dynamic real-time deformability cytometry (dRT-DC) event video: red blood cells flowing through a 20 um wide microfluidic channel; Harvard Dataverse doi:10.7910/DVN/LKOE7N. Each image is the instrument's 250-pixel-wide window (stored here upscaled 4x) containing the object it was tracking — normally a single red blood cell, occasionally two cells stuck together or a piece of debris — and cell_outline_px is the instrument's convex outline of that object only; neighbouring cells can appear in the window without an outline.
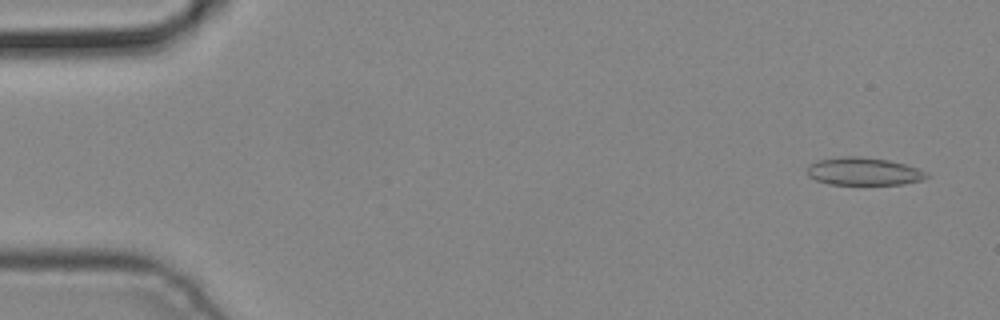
{"species": "common noctule bat (a hibernating species)", "species_latin": "Nyctalus noctula", "temperature_condition": "cold", "stored_images_in_passage": 4, "camera_frame_rate_fps": 3000, "um_per_image_px": 0.085, "animal": {"sex": "male", "body_mass_g": 19.2, "forearm_length_mm": 51.8}, "frame": {"image": 1, "passage_image": 1, "time_ms": 0.0, "image_size_px": [1000, 320], "cell_outline_px": [[932, 176], [924, 180], [904, 184], [828, 184], [816, 180], [808, 176], [808, 164], [816, 160], [844, 156], [860, 156], [888, 160], [904, 164], [916, 168]], "centroid_in_image_um": [73.4, 14.57], "position_along_channel_um": 11.6, "area_um2": 19.36}}
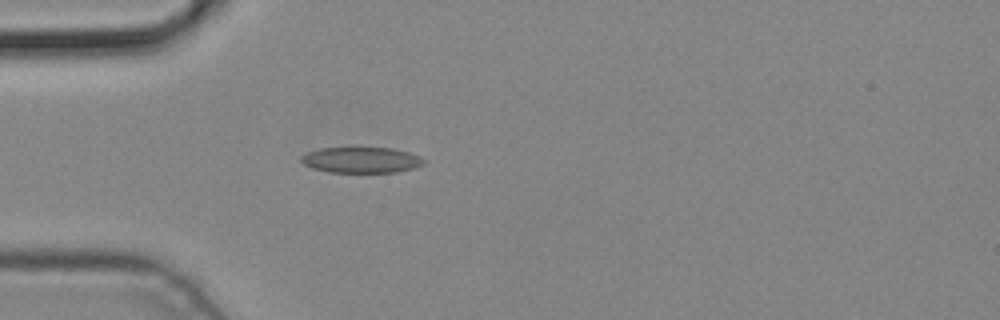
{"frame": {"image": 2, "passage_image": 4, "time_ms": 1.0, "image_size_px": [1000, 320], "cell_outline_px": [[428, 160], [424, 164], [412, 168], [396, 172], [328, 172], [312, 168], [304, 164], [300, 160], [300, 156], [308, 152], [320, 148], [392, 148], [408, 152], [420, 156]], "centroid_in_image_um": [30.72, 13.6], "position_along_channel_um": 54.3, "area_um2": 18.44}}